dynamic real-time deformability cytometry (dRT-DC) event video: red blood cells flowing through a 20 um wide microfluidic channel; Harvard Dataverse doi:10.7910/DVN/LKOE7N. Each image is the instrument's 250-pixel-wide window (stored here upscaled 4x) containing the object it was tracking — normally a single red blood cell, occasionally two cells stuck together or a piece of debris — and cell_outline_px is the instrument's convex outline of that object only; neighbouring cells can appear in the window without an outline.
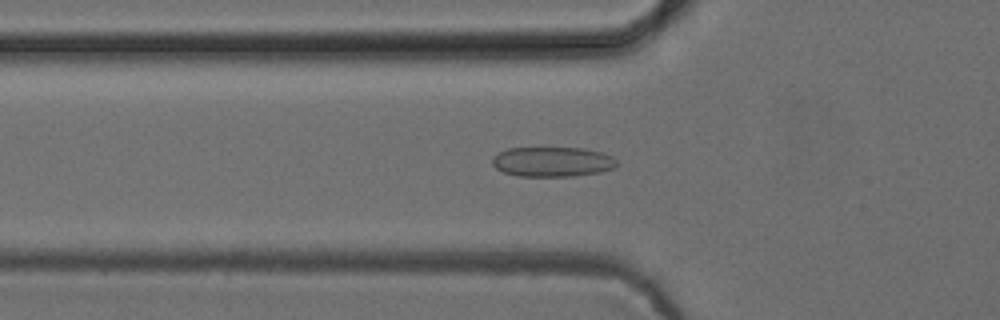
{"species": "common noctule bat (a hibernating species)", "species_latin": "Nyctalus noctula", "temperature_condition": "cold", "stored_images_in_passage": 52, "camera_frame_rate_fps": 3000, "um_per_image_px": 0.085, "animal": {"sex": "female", "body_mass_g": 24.6, "forearm_length_mm": 56.2}, "frame": {"image": 1, "passage_image": 18, "time_ms": 5.667, "image_size_px": [1000, 320], "cell_outline_px": [[616, 168], [600, 172], [572, 176], [516, 176], [504, 172], [496, 168], [492, 164], [492, 156], [508, 148], [584, 148], [600, 152], [612, 156], [616, 160]], "centroid_in_image_um": [46.95, 13.75], "position_along_channel_um": 78.9, "area_um2": 21.68}}
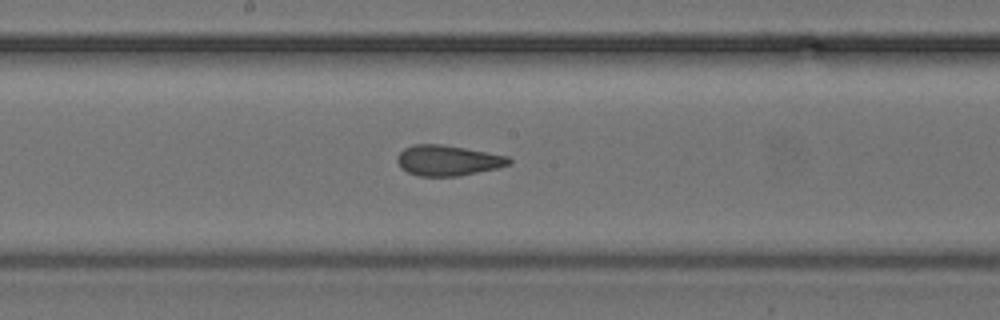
{"frame": {"image": 2, "passage_image": 28, "time_ms": 9.0, "image_size_px": [1000, 320], "cell_outline_px": [[512, 164], [496, 168], [460, 176], [420, 176], [408, 172], [400, 168], [396, 160], [396, 156], [404, 148], [412, 144], [444, 144], [508, 156], [512, 160]], "centroid_in_image_um": [38.05, 13.63], "position_along_channel_um": 210.2, "area_um2": 20.0}}
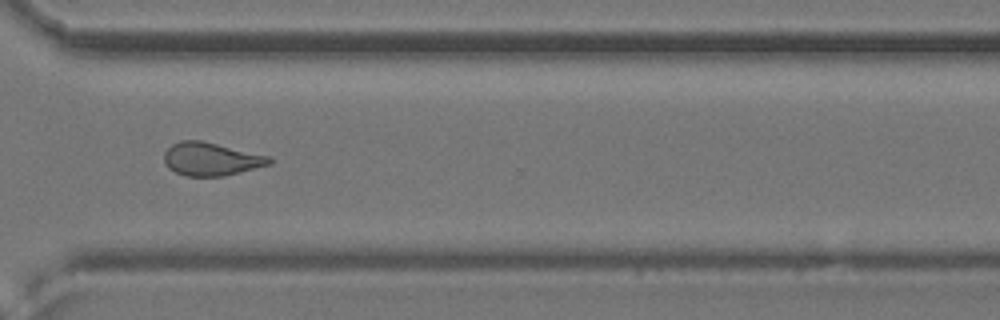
{"frame": {"image": 3, "passage_image": 39, "time_ms": 12.667, "image_size_px": [1000, 320], "cell_outline_px": [[272, 164], [224, 176], [184, 176], [168, 168], [164, 160], [164, 152], [172, 144], [180, 140], [200, 140], [272, 156]], "centroid_in_image_um": [17.96, 13.52], "position_along_channel_um": 352.6, "area_um2": 20.46}, "authors_computed_cell_mechanics": {"area_um2": 20.6924, "velocity_mm_per_s": 3.9049, "shape_relaxation_time_tau1_ms": null, "shape_relaxation_time_tau2_ms": 1.418, "deformation_change_tau1": null, "deformation_change_tau2": 0.0901}}